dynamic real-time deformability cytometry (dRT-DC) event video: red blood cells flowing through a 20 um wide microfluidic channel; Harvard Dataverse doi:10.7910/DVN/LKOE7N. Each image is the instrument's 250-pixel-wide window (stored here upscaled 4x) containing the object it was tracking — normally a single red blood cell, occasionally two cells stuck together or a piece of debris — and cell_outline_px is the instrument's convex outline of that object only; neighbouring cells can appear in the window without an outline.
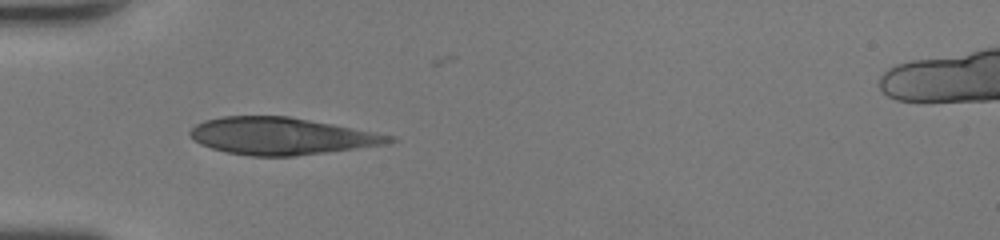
{"species": "human", "species_latin": "Homo sapiens", "temperature_condition": "room temperature", "stored_images_in_passage": 29, "camera_frame_rate_fps": 3000, "um_per_image_px": 0.085, "donor": {"sex": "female"}, "frame": {"image": 1, "passage_image": 1, "time_ms": 0.0, "image_size_px": [1000, 240], "cell_outline_px": [[396, 140], [388, 144], [296, 156], [252, 156], [228, 152], [212, 148], [200, 144], [188, 132], [196, 124], [204, 120], [220, 116], [288, 116], [332, 124], [396, 136]], "centroid_in_image_um": [23.93, 11.56], "position_along_channel_um": 61.1, "area_um2": 42.83}}
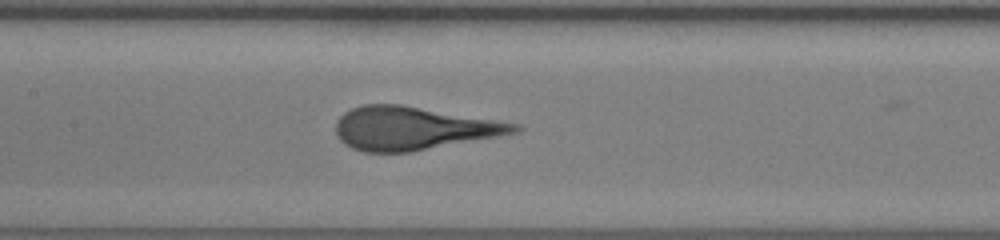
{"frame": {"image": 2, "passage_image": 9, "time_ms": 2.667, "image_size_px": [1000, 240], "cell_outline_px": [[524, 128], [520, 132], [500, 136], [408, 152], [364, 152], [352, 148], [344, 144], [340, 140], [336, 132], [336, 124], [340, 116], [344, 112], [352, 108], [364, 104], [400, 104], [520, 124]], "centroid_in_image_um": [35.13, 10.9], "position_along_channel_um": 172.3, "area_um2": 44.8}}
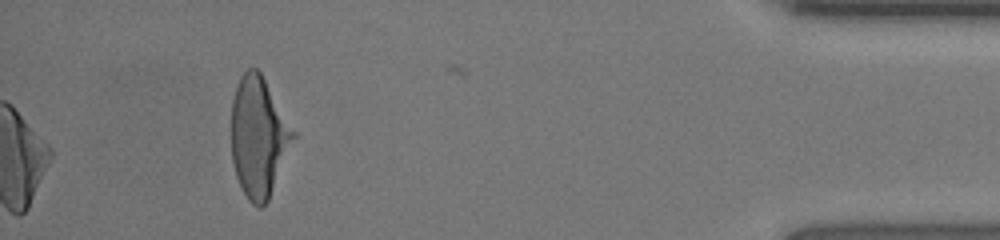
{"frame": {"image": 3, "passage_image": 29, "time_ms": 9.333, "image_size_px": [1000, 240], "cell_outline_px": [[296, 136], [268, 200], [260, 208], [252, 204], [248, 200], [240, 188], [236, 176], [232, 160], [232, 100], [236, 84], [240, 76], [248, 68], [256, 68], [260, 72], [296, 132]], "centroid_in_image_um": [21.97, 11.64], "position_along_channel_um": 413.2, "area_um2": 43.23}}